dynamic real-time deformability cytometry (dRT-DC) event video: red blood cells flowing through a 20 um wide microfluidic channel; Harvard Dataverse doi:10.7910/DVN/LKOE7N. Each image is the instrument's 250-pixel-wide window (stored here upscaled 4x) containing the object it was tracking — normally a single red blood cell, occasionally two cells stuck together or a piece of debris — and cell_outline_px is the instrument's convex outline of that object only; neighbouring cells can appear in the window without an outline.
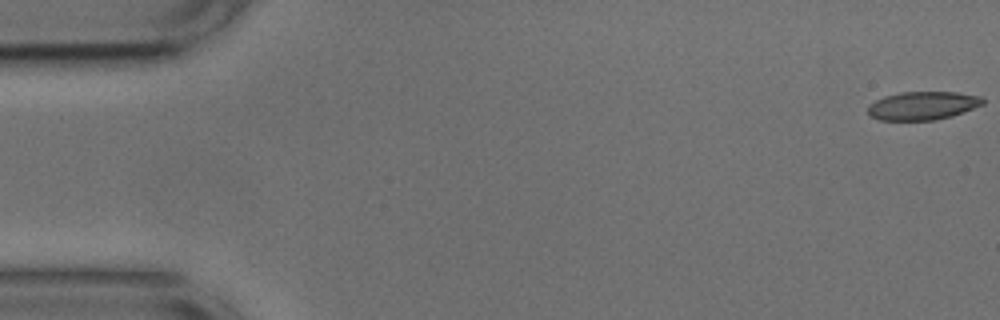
{"species": "common noctule bat (a hibernating species)", "species_latin": "Nyctalus noctula", "temperature_condition": "cold", "stored_images_in_passage": 51, "camera_frame_rate_fps": 3000, "um_per_image_px": 0.085, "animal": {"sex": "male", "body_mass_g": 17.9, "forearm_length_mm": 54.2}, "frame": {"image": 1, "passage_image": 1, "time_ms": 0.0, "image_size_px": [1000, 320], "cell_outline_px": [[984, 104], [952, 116], [932, 120], [880, 120], [868, 116], [868, 104], [884, 96], [900, 92], [956, 92], [980, 96], [984, 100]], "centroid_in_image_um": [78.39, 8.98], "position_along_channel_um": 6.6, "area_um2": 19.02}}
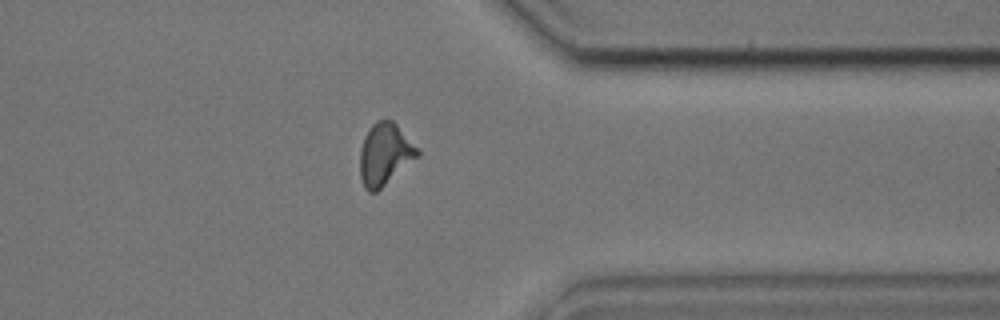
{"frame": {"image": 2, "passage_image": 42, "time_ms": 13.667, "image_size_px": [1000, 320], "cell_outline_px": [[420, 156], [376, 192], [368, 192], [364, 188], [360, 176], [360, 148], [364, 136], [368, 128], [376, 120], [392, 120], [396, 124], [420, 152]], "centroid_in_image_um": [32.69, 13.12], "position_along_channel_um": 378.7, "area_um2": 20.75}}
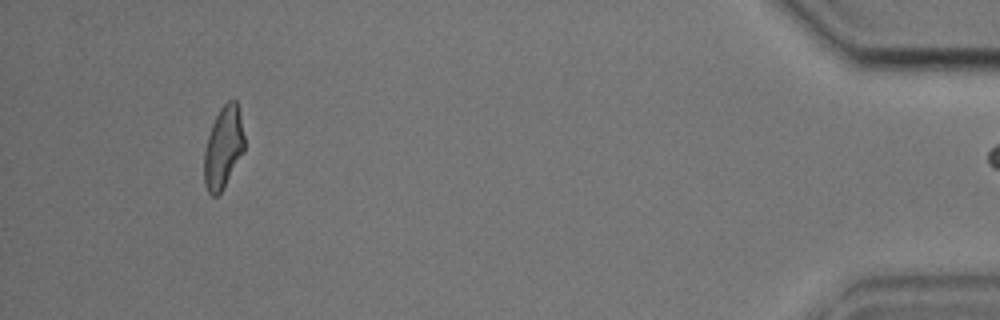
{"frame": {"image": 3, "passage_image": 50, "time_ms": 16.333, "image_size_px": [1000, 320], "cell_outline_px": [[244, 152], [220, 192], [216, 196], [212, 196], [208, 192], [204, 184], [204, 152], [208, 136], [212, 124], [220, 108], [228, 100], [236, 100], [240, 116], [244, 136]], "centroid_in_image_um": [18.97, 12.54], "position_along_channel_um": 416.2, "area_um2": 18.96}}